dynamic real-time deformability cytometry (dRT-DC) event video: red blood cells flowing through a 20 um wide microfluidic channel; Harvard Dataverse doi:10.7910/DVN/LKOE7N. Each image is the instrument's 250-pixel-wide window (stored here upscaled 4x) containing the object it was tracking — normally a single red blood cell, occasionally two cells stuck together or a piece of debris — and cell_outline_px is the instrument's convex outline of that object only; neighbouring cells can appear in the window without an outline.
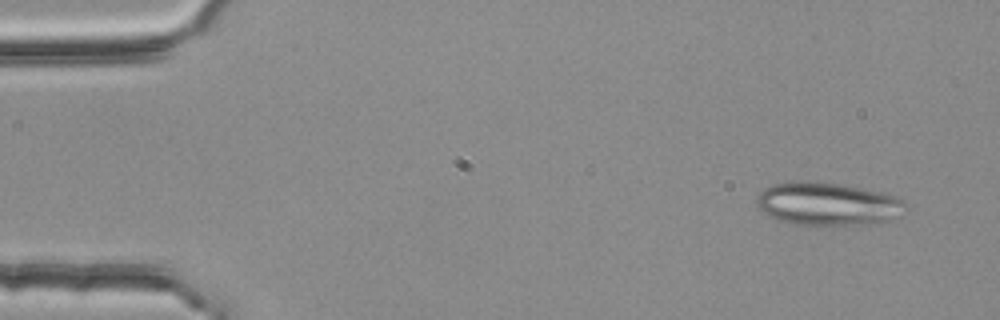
{"species": "common noctule bat (a hibernating species)", "species_latin": "Nyctalus noctula", "temperature_condition": "room temperature", "stored_images_in_passage": 3, "camera_frame_rate_fps": 3000, "um_per_image_px": 0.085, "animal": {"sex": "female", "body_mass_g": 25.1}, "frame": {"image": 1, "passage_image": 1, "time_ms": 0.0, "image_size_px": [1000, 320], "cell_outline_px": [[904, 204], [900, 216], [892, 220], [856, 224], [792, 224], [776, 220], [768, 216], [756, 208], [756, 196], [764, 188], [772, 184], [800, 180], [804, 180], [836, 184], [860, 188], [896, 196], [904, 200]], "centroid_in_image_um": [70.25, 17.32], "position_along_channel_um": 14.8, "area_um2": 37.05}}